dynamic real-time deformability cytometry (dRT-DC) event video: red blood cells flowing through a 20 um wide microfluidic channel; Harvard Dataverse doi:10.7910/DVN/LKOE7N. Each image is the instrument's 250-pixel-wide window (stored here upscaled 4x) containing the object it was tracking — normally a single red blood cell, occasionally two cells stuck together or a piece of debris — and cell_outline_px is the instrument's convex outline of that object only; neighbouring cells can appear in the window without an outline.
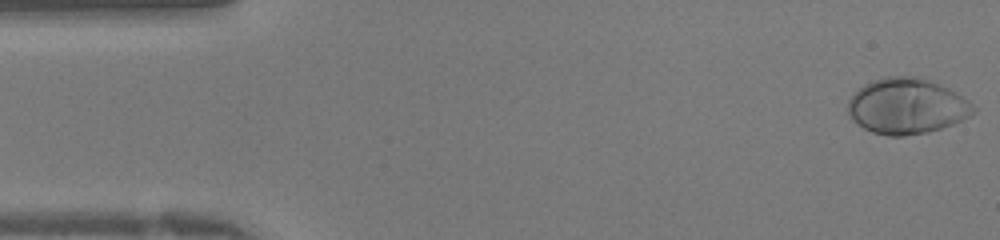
{"species": "human", "species_latin": "Homo sapiens", "temperature_condition": "warm", "stored_images_in_passage": 41, "camera_frame_rate_fps": 3000, "um_per_image_px": 0.085, "donor": {"sex": "female"}, "frame": {"image": 1, "passage_image": 1, "time_ms": 0.0, "image_size_px": [1000, 240], "cell_outline_px": [[976, 108], [968, 116], [952, 124], [928, 132], [904, 136], [888, 136], [872, 132], [864, 128], [852, 120], [848, 112], [848, 100], [864, 84], [872, 80], [888, 76], [924, 76], [956, 92], [968, 100]], "centroid_in_image_um": [77.06, 9.01], "position_along_channel_um": 7.9, "area_um2": 40.69}}
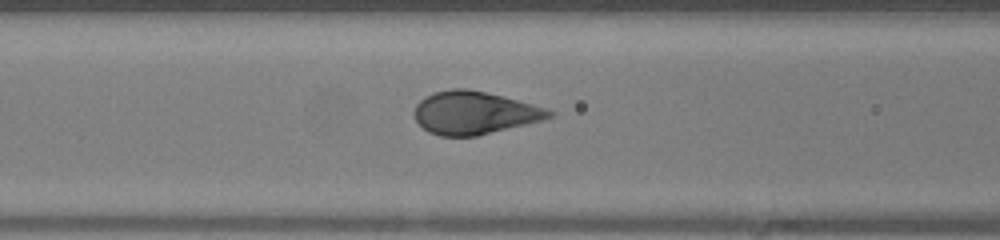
{"frame": {"image": 2, "passage_image": 16, "time_ms": 5.0, "image_size_px": [1000, 240], "cell_outline_px": [[556, 112], [552, 116], [540, 120], [476, 136], [440, 136], [428, 132], [416, 120], [412, 112], [416, 104], [424, 96], [432, 92], [452, 88], [464, 88], [504, 96], [532, 104]], "centroid_in_image_um": [40.24, 9.57], "position_along_channel_um": 126.4, "area_um2": 33.47}}
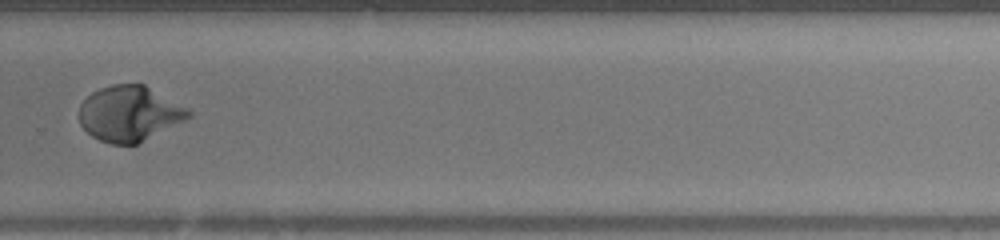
{"frame": {"image": 3, "passage_image": 28, "time_ms": 9.0, "image_size_px": [1000, 240], "cell_outline_px": [[192, 116], [136, 144], [112, 144], [100, 140], [92, 136], [80, 124], [80, 104], [92, 92], [100, 88], [112, 84], [144, 84], [188, 108], [192, 112]], "centroid_in_image_um": [10.99, 9.64], "position_along_channel_um": 318.8, "area_um2": 34.85}}